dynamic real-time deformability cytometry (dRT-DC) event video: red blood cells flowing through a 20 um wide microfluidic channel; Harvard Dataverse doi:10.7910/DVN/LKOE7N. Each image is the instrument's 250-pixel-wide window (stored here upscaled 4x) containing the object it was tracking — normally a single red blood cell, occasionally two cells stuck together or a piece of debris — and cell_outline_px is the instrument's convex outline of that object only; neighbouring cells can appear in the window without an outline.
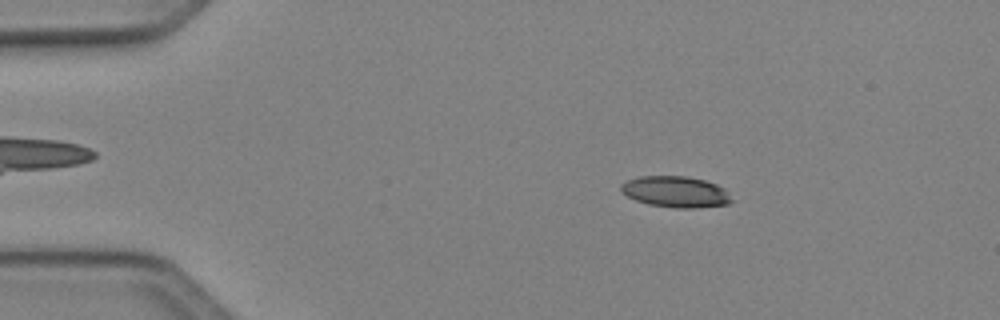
{"species": "Egyptian fruit bat (a non-hibernating species)", "species_latin": "Rousettus aegyptiacus", "temperature_condition": "cold", "stored_images_in_passage": 49, "camera_frame_rate_fps": 3000, "um_per_image_px": 0.085, "animal": {"sex": "female"}, "frame": {"image": 1, "passage_image": 8, "time_ms": 2.333, "image_size_px": [1000, 320], "cell_outline_px": [[736, 200], [728, 204], [696, 208], [676, 208], [648, 204], [636, 200], [628, 196], [620, 188], [620, 184], [628, 180], [640, 176], [688, 176], [704, 180], [716, 184], [724, 188]], "centroid_in_image_um": [57.49, 16.3], "position_along_channel_um": 27.5, "area_um2": 20.17}}
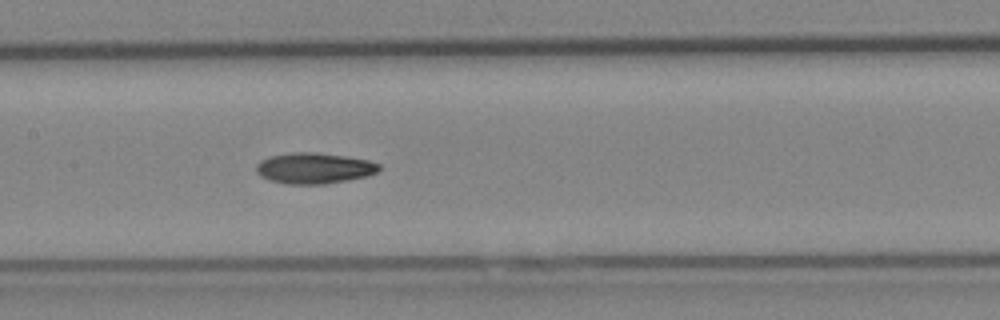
{"frame": {"image": 2, "passage_image": 24, "time_ms": 7.667, "image_size_px": [1000, 320], "cell_outline_px": [[380, 168], [376, 172], [368, 176], [348, 180], [324, 184], [288, 184], [272, 180], [260, 176], [256, 172], [256, 164], [260, 160], [268, 156], [292, 152], [312, 152], [344, 156], [368, 160], [380, 164]], "centroid_in_image_um": [26.68, 14.29], "position_along_channel_um": 180.7, "area_um2": 22.08}}
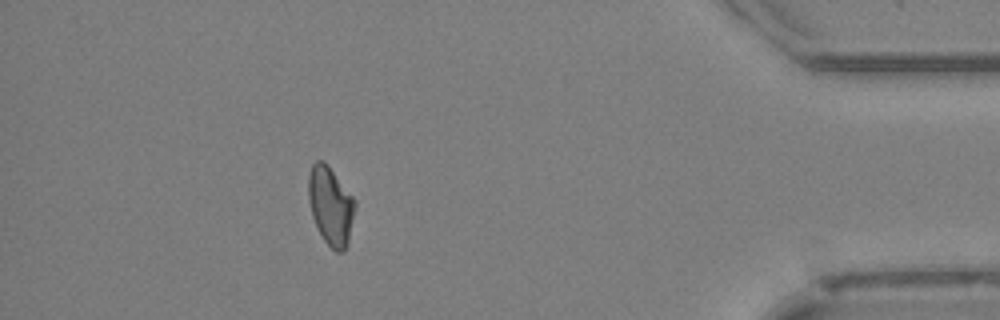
{"frame": {"image": 3, "passage_image": 44, "time_ms": 14.333, "image_size_px": [1000, 320], "cell_outline_px": [[356, 208], [348, 244], [344, 252], [336, 252], [324, 240], [316, 228], [312, 216], [308, 200], [308, 176], [312, 164], [316, 160], [324, 160], [328, 164], [356, 200]], "centroid_in_image_um": [28.11, 17.48], "position_along_channel_um": 407.1, "area_um2": 21.73}, "authors_computed_cell_mechanics": {"area_um2": 21.1548, "velocity_mm_per_s": 4.117, "shape_relaxation_time_tau1_ms": 8.6258, "shape_relaxation_time_tau2_ms": 7.7374, "deformation_change_tau1": 0.1777, "deformation_change_tau2": 0.1244}}